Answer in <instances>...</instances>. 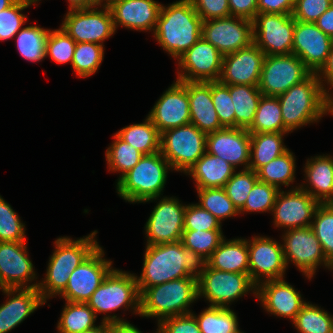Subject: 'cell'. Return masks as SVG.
I'll return each instance as SVG.
<instances>
[{
  "instance_id": "6da1fadb",
  "label": "cell",
  "mask_w": 333,
  "mask_h": 333,
  "mask_svg": "<svg viewBox=\"0 0 333 333\" xmlns=\"http://www.w3.org/2000/svg\"><path fill=\"white\" fill-rule=\"evenodd\" d=\"M141 276H136L139 293L145 288L187 277L199 278L207 260L180 241L147 245Z\"/></svg>"
},
{
  "instance_id": "7a4b0ae2",
  "label": "cell",
  "mask_w": 333,
  "mask_h": 333,
  "mask_svg": "<svg viewBox=\"0 0 333 333\" xmlns=\"http://www.w3.org/2000/svg\"><path fill=\"white\" fill-rule=\"evenodd\" d=\"M202 23L191 2L179 0L162 5L153 35L162 49L178 59L202 37Z\"/></svg>"
},
{
  "instance_id": "3957f363",
  "label": "cell",
  "mask_w": 333,
  "mask_h": 333,
  "mask_svg": "<svg viewBox=\"0 0 333 333\" xmlns=\"http://www.w3.org/2000/svg\"><path fill=\"white\" fill-rule=\"evenodd\" d=\"M320 81L317 73L293 85L277 98L280 102L284 133L317 122L327 114L329 90Z\"/></svg>"
},
{
  "instance_id": "277c9868",
  "label": "cell",
  "mask_w": 333,
  "mask_h": 333,
  "mask_svg": "<svg viewBox=\"0 0 333 333\" xmlns=\"http://www.w3.org/2000/svg\"><path fill=\"white\" fill-rule=\"evenodd\" d=\"M95 230L88 236L78 240L60 237L55 241V251L51 255L47 272L42 283H38V291L42 299L60 295L66 288L70 274L77 268L98 246L94 239Z\"/></svg>"
},
{
  "instance_id": "5b68a950",
  "label": "cell",
  "mask_w": 333,
  "mask_h": 333,
  "mask_svg": "<svg viewBox=\"0 0 333 333\" xmlns=\"http://www.w3.org/2000/svg\"><path fill=\"white\" fill-rule=\"evenodd\" d=\"M198 279L187 277L145 288L140 293L142 317L164 318L191 313L190 304L198 299Z\"/></svg>"
},
{
  "instance_id": "8992f818",
  "label": "cell",
  "mask_w": 333,
  "mask_h": 333,
  "mask_svg": "<svg viewBox=\"0 0 333 333\" xmlns=\"http://www.w3.org/2000/svg\"><path fill=\"white\" fill-rule=\"evenodd\" d=\"M169 169L172 168L160 151L143 155L117 182V193L125 201L132 203L156 200L163 192Z\"/></svg>"
},
{
  "instance_id": "52a82bcc",
  "label": "cell",
  "mask_w": 333,
  "mask_h": 333,
  "mask_svg": "<svg viewBox=\"0 0 333 333\" xmlns=\"http://www.w3.org/2000/svg\"><path fill=\"white\" fill-rule=\"evenodd\" d=\"M207 134L189 123L161 133L160 153L171 168L187 172L206 152Z\"/></svg>"
},
{
  "instance_id": "ba28073f",
  "label": "cell",
  "mask_w": 333,
  "mask_h": 333,
  "mask_svg": "<svg viewBox=\"0 0 333 333\" xmlns=\"http://www.w3.org/2000/svg\"><path fill=\"white\" fill-rule=\"evenodd\" d=\"M87 305L97 313H110L121 307H132L134 313L140 314V293L136 276L112 269L101 285L94 291Z\"/></svg>"
},
{
  "instance_id": "9c48e42d",
  "label": "cell",
  "mask_w": 333,
  "mask_h": 333,
  "mask_svg": "<svg viewBox=\"0 0 333 333\" xmlns=\"http://www.w3.org/2000/svg\"><path fill=\"white\" fill-rule=\"evenodd\" d=\"M249 291L256 295L257 286L247 274L225 272L206 265L198 278V297L206 298L212 307L229 308L232 301Z\"/></svg>"
},
{
  "instance_id": "30bf717a",
  "label": "cell",
  "mask_w": 333,
  "mask_h": 333,
  "mask_svg": "<svg viewBox=\"0 0 333 333\" xmlns=\"http://www.w3.org/2000/svg\"><path fill=\"white\" fill-rule=\"evenodd\" d=\"M312 72L294 54L265 56L258 88L265 96L278 97Z\"/></svg>"
},
{
  "instance_id": "8fae6325",
  "label": "cell",
  "mask_w": 333,
  "mask_h": 333,
  "mask_svg": "<svg viewBox=\"0 0 333 333\" xmlns=\"http://www.w3.org/2000/svg\"><path fill=\"white\" fill-rule=\"evenodd\" d=\"M253 42L266 56L292 53L295 19L292 14L257 13Z\"/></svg>"
},
{
  "instance_id": "7c38bea8",
  "label": "cell",
  "mask_w": 333,
  "mask_h": 333,
  "mask_svg": "<svg viewBox=\"0 0 333 333\" xmlns=\"http://www.w3.org/2000/svg\"><path fill=\"white\" fill-rule=\"evenodd\" d=\"M104 8V9H103ZM61 28L76 43L90 42L103 45L105 39L115 33L112 12L109 6L69 10Z\"/></svg>"
},
{
  "instance_id": "4fadbf2b",
  "label": "cell",
  "mask_w": 333,
  "mask_h": 333,
  "mask_svg": "<svg viewBox=\"0 0 333 333\" xmlns=\"http://www.w3.org/2000/svg\"><path fill=\"white\" fill-rule=\"evenodd\" d=\"M283 237L282 245L287 267L291 260L308 279L313 277L320 264L333 269L311 226L286 230Z\"/></svg>"
},
{
  "instance_id": "5bb4252c",
  "label": "cell",
  "mask_w": 333,
  "mask_h": 333,
  "mask_svg": "<svg viewBox=\"0 0 333 333\" xmlns=\"http://www.w3.org/2000/svg\"><path fill=\"white\" fill-rule=\"evenodd\" d=\"M104 251L98 246L68 279L65 290L60 294L68 302L87 303L94 291L113 269L112 261L103 258Z\"/></svg>"
},
{
  "instance_id": "9a60e30c",
  "label": "cell",
  "mask_w": 333,
  "mask_h": 333,
  "mask_svg": "<svg viewBox=\"0 0 333 333\" xmlns=\"http://www.w3.org/2000/svg\"><path fill=\"white\" fill-rule=\"evenodd\" d=\"M223 56L218 49L202 37L177 60L180 69L177 81H219ZM186 71V72H185ZM184 72V73H183Z\"/></svg>"
},
{
  "instance_id": "2e32d148",
  "label": "cell",
  "mask_w": 333,
  "mask_h": 333,
  "mask_svg": "<svg viewBox=\"0 0 333 333\" xmlns=\"http://www.w3.org/2000/svg\"><path fill=\"white\" fill-rule=\"evenodd\" d=\"M201 36L222 55L230 54L253 43V22L235 16L206 20Z\"/></svg>"
},
{
  "instance_id": "e0dca14e",
  "label": "cell",
  "mask_w": 333,
  "mask_h": 333,
  "mask_svg": "<svg viewBox=\"0 0 333 333\" xmlns=\"http://www.w3.org/2000/svg\"><path fill=\"white\" fill-rule=\"evenodd\" d=\"M185 209L186 205L180 204L177 198H161L145 225L147 245L180 241L184 231Z\"/></svg>"
},
{
  "instance_id": "ac0fdd59",
  "label": "cell",
  "mask_w": 333,
  "mask_h": 333,
  "mask_svg": "<svg viewBox=\"0 0 333 333\" xmlns=\"http://www.w3.org/2000/svg\"><path fill=\"white\" fill-rule=\"evenodd\" d=\"M249 277L258 286L260 277L267 280L282 279L287 265L283 245L268 237L255 236L248 241ZM262 274V275H261Z\"/></svg>"
},
{
  "instance_id": "d6986e66",
  "label": "cell",
  "mask_w": 333,
  "mask_h": 333,
  "mask_svg": "<svg viewBox=\"0 0 333 333\" xmlns=\"http://www.w3.org/2000/svg\"><path fill=\"white\" fill-rule=\"evenodd\" d=\"M319 204L300 187H295L288 192L280 190L272 210L274 225L287 230L311 226V218L313 219Z\"/></svg>"
},
{
  "instance_id": "ffe728a7",
  "label": "cell",
  "mask_w": 333,
  "mask_h": 333,
  "mask_svg": "<svg viewBox=\"0 0 333 333\" xmlns=\"http://www.w3.org/2000/svg\"><path fill=\"white\" fill-rule=\"evenodd\" d=\"M331 51V37L315 23L295 20L292 54L299 57L312 73L325 65Z\"/></svg>"
},
{
  "instance_id": "44dd1931",
  "label": "cell",
  "mask_w": 333,
  "mask_h": 333,
  "mask_svg": "<svg viewBox=\"0 0 333 333\" xmlns=\"http://www.w3.org/2000/svg\"><path fill=\"white\" fill-rule=\"evenodd\" d=\"M265 56L254 42L224 55L219 81L225 85L258 86Z\"/></svg>"
},
{
  "instance_id": "7402d4cb",
  "label": "cell",
  "mask_w": 333,
  "mask_h": 333,
  "mask_svg": "<svg viewBox=\"0 0 333 333\" xmlns=\"http://www.w3.org/2000/svg\"><path fill=\"white\" fill-rule=\"evenodd\" d=\"M25 242H0L1 289L38 287V283L26 285L29 281L35 279L36 274L28 257Z\"/></svg>"
},
{
  "instance_id": "603a6c76",
  "label": "cell",
  "mask_w": 333,
  "mask_h": 333,
  "mask_svg": "<svg viewBox=\"0 0 333 333\" xmlns=\"http://www.w3.org/2000/svg\"><path fill=\"white\" fill-rule=\"evenodd\" d=\"M148 117L160 133L189 124L190 107L187 88L176 80L156 102Z\"/></svg>"
},
{
  "instance_id": "cb8c5ba5",
  "label": "cell",
  "mask_w": 333,
  "mask_h": 333,
  "mask_svg": "<svg viewBox=\"0 0 333 333\" xmlns=\"http://www.w3.org/2000/svg\"><path fill=\"white\" fill-rule=\"evenodd\" d=\"M206 152L222 158L235 168L250 164V133L247 129L224 127L207 134Z\"/></svg>"
},
{
  "instance_id": "d4e9b609",
  "label": "cell",
  "mask_w": 333,
  "mask_h": 333,
  "mask_svg": "<svg viewBox=\"0 0 333 333\" xmlns=\"http://www.w3.org/2000/svg\"><path fill=\"white\" fill-rule=\"evenodd\" d=\"M256 296L264 309L276 316L287 317L292 322L301 308L307 303L302 300L300 292L283 278L267 280L257 286Z\"/></svg>"
},
{
  "instance_id": "484cf974",
  "label": "cell",
  "mask_w": 333,
  "mask_h": 333,
  "mask_svg": "<svg viewBox=\"0 0 333 333\" xmlns=\"http://www.w3.org/2000/svg\"><path fill=\"white\" fill-rule=\"evenodd\" d=\"M115 30L126 28L154 32L162 4L154 0H117L110 6Z\"/></svg>"
},
{
  "instance_id": "4316f807",
  "label": "cell",
  "mask_w": 333,
  "mask_h": 333,
  "mask_svg": "<svg viewBox=\"0 0 333 333\" xmlns=\"http://www.w3.org/2000/svg\"><path fill=\"white\" fill-rule=\"evenodd\" d=\"M1 290L10 298L0 306V333H7L14 329L39 306L46 303L37 288H4Z\"/></svg>"
},
{
  "instance_id": "83f0119b",
  "label": "cell",
  "mask_w": 333,
  "mask_h": 333,
  "mask_svg": "<svg viewBox=\"0 0 333 333\" xmlns=\"http://www.w3.org/2000/svg\"><path fill=\"white\" fill-rule=\"evenodd\" d=\"M180 82L188 91L190 123L206 134L223 129L211 97V82Z\"/></svg>"
},
{
  "instance_id": "f1b7e54d",
  "label": "cell",
  "mask_w": 333,
  "mask_h": 333,
  "mask_svg": "<svg viewBox=\"0 0 333 333\" xmlns=\"http://www.w3.org/2000/svg\"><path fill=\"white\" fill-rule=\"evenodd\" d=\"M304 172L311 188L303 185L300 188L319 203H333V157L323 155L308 159Z\"/></svg>"
},
{
  "instance_id": "f546056e",
  "label": "cell",
  "mask_w": 333,
  "mask_h": 333,
  "mask_svg": "<svg viewBox=\"0 0 333 333\" xmlns=\"http://www.w3.org/2000/svg\"><path fill=\"white\" fill-rule=\"evenodd\" d=\"M207 265L213 269L243 273L249 275L248 240H222L220 245L207 259Z\"/></svg>"
},
{
  "instance_id": "4dcf8cb0",
  "label": "cell",
  "mask_w": 333,
  "mask_h": 333,
  "mask_svg": "<svg viewBox=\"0 0 333 333\" xmlns=\"http://www.w3.org/2000/svg\"><path fill=\"white\" fill-rule=\"evenodd\" d=\"M235 169L222 158L205 152L186 173L191 174L197 188H215L224 187Z\"/></svg>"
},
{
  "instance_id": "1f68e13d",
  "label": "cell",
  "mask_w": 333,
  "mask_h": 333,
  "mask_svg": "<svg viewBox=\"0 0 333 333\" xmlns=\"http://www.w3.org/2000/svg\"><path fill=\"white\" fill-rule=\"evenodd\" d=\"M284 132L250 133V164L248 169L257 172L288 148L283 145Z\"/></svg>"
},
{
  "instance_id": "d6a6232c",
  "label": "cell",
  "mask_w": 333,
  "mask_h": 333,
  "mask_svg": "<svg viewBox=\"0 0 333 333\" xmlns=\"http://www.w3.org/2000/svg\"><path fill=\"white\" fill-rule=\"evenodd\" d=\"M229 91L235 108V127L248 130L263 94L258 86L244 84L229 85Z\"/></svg>"
},
{
  "instance_id": "836d02e7",
  "label": "cell",
  "mask_w": 333,
  "mask_h": 333,
  "mask_svg": "<svg viewBox=\"0 0 333 333\" xmlns=\"http://www.w3.org/2000/svg\"><path fill=\"white\" fill-rule=\"evenodd\" d=\"M116 134L144 155L160 151L161 133L148 116L143 123L129 125Z\"/></svg>"
},
{
  "instance_id": "e575fe53",
  "label": "cell",
  "mask_w": 333,
  "mask_h": 333,
  "mask_svg": "<svg viewBox=\"0 0 333 333\" xmlns=\"http://www.w3.org/2000/svg\"><path fill=\"white\" fill-rule=\"evenodd\" d=\"M96 318L87 303L66 301L57 329L59 333H81L97 327L94 324Z\"/></svg>"
},
{
  "instance_id": "d590c367",
  "label": "cell",
  "mask_w": 333,
  "mask_h": 333,
  "mask_svg": "<svg viewBox=\"0 0 333 333\" xmlns=\"http://www.w3.org/2000/svg\"><path fill=\"white\" fill-rule=\"evenodd\" d=\"M248 132H284L281 107L277 97L262 95Z\"/></svg>"
},
{
  "instance_id": "8d00e7d4",
  "label": "cell",
  "mask_w": 333,
  "mask_h": 333,
  "mask_svg": "<svg viewBox=\"0 0 333 333\" xmlns=\"http://www.w3.org/2000/svg\"><path fill=\"white\" fill-rule=\"evenodd\" d=\"M195 318L201 333H241L237 316L230 308L209 306Z\"/></svg>"
},
{
  "instance_id": "74e56055",
  "label": "cell",
  "mask_w": 333,
  "mask_h": 333,
  "mask_svg": "<svg viewBox=\"0 0 333 333\" xmlns=\"http://www.w3.org/2000/svg\"><path fill=\"white\" fill-rule=\"evenodd\" d=\"M295 158L288 149L282 155L276 157L257 171L258 179L277 187L289 186L295 179Z\"/></svg>"
},
{
  "instance_id": "f35d334b",
  "label": "cell",
  "mask_w": 333,
  "mask_h": 333,
  "mask_svg": "<svg viewBox=\"0 0 333 333\" xmlns=\"http://www.w3.org/2000/svg\"><path fill=\"white\" fill-rule=\"evenodd\" d=\"M49 32V29L36 25L20 29L16 34V44L20 55L31 62L46 58V43Z\"/></svg>"
},
{
  "instance_id": "ab89813d",
  "label": "cell",
  "mask_w": 333,
  "mask_h": 333,
  "mask_svg": "<svg viewBox=\"0 0 333 333\" xmlns=\"http://www.w3.org/2000/svg\"><path fill=\"white\" fill-rule=\"evenodd\" d=\"M115 141L106 150V161L110 171L122 172L117 182L128 173L143 157L139 150L122 140L117 134Z\"/></svg>"
},
{
  "instance_id": "60d3db41",
  "label": "cell",
  "mask_w": 333,
  "mask_h": 333,
  "mask_svg": "<svg viewBox=\"0 0 333 333\" xmlns=\"http://www.w3.org/2000/svg\"><path fill=\"white\" fill-rule=\"evenodd\" d=\"M293 324L299 333H333V316L309 302L301 308Z\"/></svg>"
},
{
  "instance_id": "b9f144b4",
  "label": "cell",
  "mask_w": 333,
  "mask_h": 333,
  "mask_svg": "<svg viewBox=\"0 0 333 333\" xmlns=\"http://www.w3.org/2000/svg\"><path fill=\"white\" fill-rule=\"evenodd\" d=\"M311 228L321 243L326 259L333 265V203H320Z\"/></svg>"
},
{
  "instance_id": "7bdbcfd3",
  "label": "cell",
  "mask_w": 333,
  "mask_h": 333,
  "mask_svg": "<svg viewBox=\"0 0 333 333\" xmlns=\"http://www.w3.org/2000/svg\"><path fill=\"white\" fill-rule=\"evenodd\" d=\"M202 208L213 214L220 222L222 219L238 215L239 211L226 195L223 187L197 188Z\"/></svg>"
},
{
  "instance_id": "ee69618b",
  "label": "cell",
  "mask_w": 333,
  "mask_h": 333,
  "mask_svg": "<svg viewBox=\"0 0 333 333\" xmlns=\"http://www.w3.org/2000/svg\"><path fill=\"white\" fill-rule=\"evenodd\" d=\"M103 46L90 42L76 43L71 65L79 77H89L98 70L104 57Z\"/></svg>"
},
{
  "instance_id": "f6af8a7d",
  "label": "cell",
  "mask_w": 333,
  "mask_h": 333,
  "mask_svg": "<svg viewBox=\"0 0 333 333\" xmlns=\"http://www.w3.org/2000/svg\"><path fill=\"white\" fill-rule=\"evenodd\" d=\"M224 238L222 230H184L181 242L207 260Z\"/></svg>"
},
{
  "instance_id": "bcb514c9",
  "label": "cell",
  "mask_w": 333,
  "mask_h": 333,
  "mask_svg": "<svg viewBox=\"0 0 333 333\" xmlns=\"http://www.w3.org/2000/svg\"><path fill=\"white\" fill-rule=\"evenodd\" d=\"M258 180L257 172L245 169L235 172L223 187L238 211L244 207L249 192Z\"/></svg>"
},
{
  "instance_id": "7dc6e473",
  "label": "cell",
  "mask_w": 333,
  "mask_h": 333,
  "mask_svg": "<svg viewBox=\"0 0 333 333\" xmlns=\"http://www.w3.org/2000/svg\"><path fill=\"white\" fill-rule=\"evenodd\" d=\"M39 0H17L9 8L0 11V40L12 39L26 23V16L20 13Z\"/></svg>"
},
{
  "instance_id": "c3c4849f",
  "label": "cell",
  "mask_w": 333,
  "mask_h": 333,
  "mask_svg": "<svg viewBox=\"0 0 333 333\" xmlns=\"http://www.w3.org/2000/svg\"><path fill=\"white\" fill-rule=\"evenodd\" d=\"M75 47V40L61 27L57 30H50L46 43V56L50 55L52 60L58 64L67 62L72 64Z\"/></svg>"
},
{
  "instance_id": "681fc988",
  "label": "cell",
  "mask_w": 333,
  "mask_h": 333,
  "mask_svg": "<svg viewBox=\"0 0 333 333\" xmlns=\"http://www.w3.org/2000/svg\"><path fill=\"white\" fill-rule=\"evenodd\" d=\"M279 191L277 187L258 180L249 192L246 203L239 214L254 211L272 212Z\"/></svg>"
},
{
  "instance_id": "f907efd6",
  "label": "cell",
  "mask_w": 333,
  "mask_h": 333,
  "mask_svg": "<svg viewBox=\"0 0 333 333\" xmlns=\"http://www.w3.org/2000/svg\"><path fill=\"white\" fill-rule=\"evenodd\" d=\"M17 213L0 196V242L25 241V228Z\"/></svg>"
},
{
  "instance_id": "816d5d0a",
  "label": "cell",
  "mask_w": 333,
  "mask_h": 333,
  "mask_svg": "<svg viewBox=\"0 0 333 333\" xmlns=\"http://www.w3.org/2000/svg\"><path fill=\"white\" fill-rule=\"evenodd\" d=\"M211 97L218 119L223 127H235V108L230 96L229 85L220 81L211 82Z\"/></svg>"
},
{
  "instance_id": "f5cc1de1",
  "label": "cell",
  "mask_w": 333,
  "mask_h": 333,
  "mask_svg": "<svg viewBox=\"0 0 333 333\" xmlns=\"http://www.w3.org/2000/svg\"><path fill=\"white\" fill-rule=\"evenodd\" d=\"M184 230H222L221 222L198 204L186 205Z\"/></svg>"
},
{
  "instance_id": "db71d44e",
  "label": "cell",
  "mask_w": 333,
  "mask_h": 333,
  "mask_svg": "<svg viewBox=\"0 0 333 333\" xmlns=\"http://www.w3.org/2000/svg\"><path fill=\"white\" fill-rule=\"evenodd\" d=\"M333 4V0H295L292 16L304 23H315Z\"/></svg>"
},
{
  "instance_id": "11a10c76",
  "label": "cell",
  "mask_w": 333,
  "mask_h": 333,
  "mask_svg": "<svg viewBox=\"0 0 333 333\" xmlns=\"http://www.w3.org/2000/svg\"><path fill=\"white\" fill-rule=\"evenodd\" d=\"M157 333H201L193 313L164 318L158 323Z\"/></svg>"
},
{
  "instance_id": "9f6ffc18",
  "label": "cell",
  "mask_w": 333,
  "mask_h": 333,
  "mask_svg": "<svg viewBox=\"0 0 333 333\" xmlns=\"http://www.w3.org/2000/svg\"><path fill=\"white\" fill-rule=\"evenodd\" d=\"M199 17L203 20L231 16L228 0H189Z\"/></svg>"
},
{
  "instance_id": "6f0895ef",
  "label": "cell",
  "mask_w": 333,
  "mask_h": 333,
  "mask_svg": "<svg viewBox=\"0 0 333 333\" xmlns=\"http://www.w3.org/2000/svg\"><path fill=\"white\" fill-rule=\"evenodd\" d=\"M231 16L253 21L258 13V0H228Z\"/></svg>"
},
{
  "instance_id": "680465c9",
  "label": "cell",
  "mask_w": 333,
  "mask_h": 333,
  "mask_svg": "<svg viewBox=\"0 0 333 333\" xmlns=\"http://www.w3.org/2000/svg\"><path fill=\"white\" fill-rule=\"evenodd\" d=\"M295 0H258V13L292 14Z\"/></svg>"
},
{
  "instance_id": "91938a15",
  "label": "cell",
  "mask_w": 333,
  "mask_h": 333,
  "mask_svg": "<svg viewBox=\"0 0 333 333\" xmlns=\"http://www.w3.org/2000/svg\"><path fill=\"white\" fill-rule=\"evenodd\" d=\"M102 321L107 323L106 333H142L138 328L123 319L121 320L116 315L104 316Z\"/></svg>"
},
{
  "instance_id": "94428289",
  "label": "cell",
  "mask_w": 333,
  "mask_h": 333,
  "mask_svg": "<svg viewBox=\"0 0 333 333\" xmlns=\"http://www.w3.org/2000/svg\"><path fill=\"white\" fill-rule=\"evenodd\" d=\"M329 37L333 35V4L315 22Z\"/></svg>"
},
{
  "instance_id": "6125c7cd",
  "label": "cell",
  "mask_w": 333,
  "mask_h": 333,
  "mask_svg": "<svg viewBox=\"0 0 333 333\" xmlns=\"http://www.w3.org/2000/svg\"><path fill=\"white\" fill-rule=\"evenodd\" d=\"M320 73V74H319ZM320 81H326V83L333 87V49H331L328 55L327 61L322 69L317 73ZM322 76V77H320ZM322 79V80H321Z\"/></svg>"
},
{
  "instance_id": "be15d7a7",
  "label": "cell",
  "mask_w": 333,
  "mask_h": 333,
  "mask_svg": "<svg viewBox=\"0 0 333 333\" xmlns=\"http://www.w3.org/2000/svg\"><path fill=\"white\" fill-rule=\"evenodd\" d=\"M69 10L87 9L95 6V0H68Z\"/></svg>"
},
{
  "instance_id": "e7e4bbea",
  "label": "cell",
  "mask_w": 333,
  "mask_h": 333,
  "mask_svg": "<svg viewBox=\"0 0 333 333\" xmlns=\"http://www.w3.org/2000/svg\"><path fill=\"white\" fill-rule=\"evenodd\" d=\"M107 332V323L102 321L100 326L94 327L90 330L83 331L81 333H106Z\"/></svg>"
},
{
  "instance_id": "03108f58",
  "label": "cell",
  "mask_w": 333,
  "mask_h": 333,
  "mask_svg": "<svg viewBox=\"0 0 333 333\" xmlns=\"http://www.w3.org/2000/svg\"><path fill=\"white\" fill-rule=\"evenodd\" d=\"M17 0H0V11H3L13 5Z\"/></svg>"
},
{
  "instance_id": "003e7915",
  "label": "cell",
  "mask_w": 333,
  "mask_h": 333,
  "mask_svg": "<svg viewBox=\"0 0 333 333\" xmlns=\"http://www.w3.org/2000/svg\"><path fill=\"white\" fill-rule=\"evenodd\" d=\"M327 112L333 115V96L331 94H328Z\"/></svg>"
},
{
  "instance_id": "a7ac6f4b",
  "label": "cell",
  "mask_w": 333,
  "mask_h": 333,
  "mask_svg": "<svg viewBox=\"0 0 333 333\" xmlns=\"http://www.w3.org/2000/svg\"><path fill=\"white\" fill-rule=\"evenodd\" d=\"M104 1L103 5L101 4ZM114 1L117 0H95V6H110Z\"/></svg>"
},
{
  "instance_id": "89a4df30",
  "label": "cell",
  "mask_w": 333,
  "mask_h": 333,
  "mask_svg": "<svg viewBox=\"0 0 333 333\" xmlns=\"http://www.w3.org/2000/svg\"><path fill=\"white\" fill-rule=\"evenodd\" d=\"M331 49H333V35L331 36Z\"/></svg>"
}]
</instances>
